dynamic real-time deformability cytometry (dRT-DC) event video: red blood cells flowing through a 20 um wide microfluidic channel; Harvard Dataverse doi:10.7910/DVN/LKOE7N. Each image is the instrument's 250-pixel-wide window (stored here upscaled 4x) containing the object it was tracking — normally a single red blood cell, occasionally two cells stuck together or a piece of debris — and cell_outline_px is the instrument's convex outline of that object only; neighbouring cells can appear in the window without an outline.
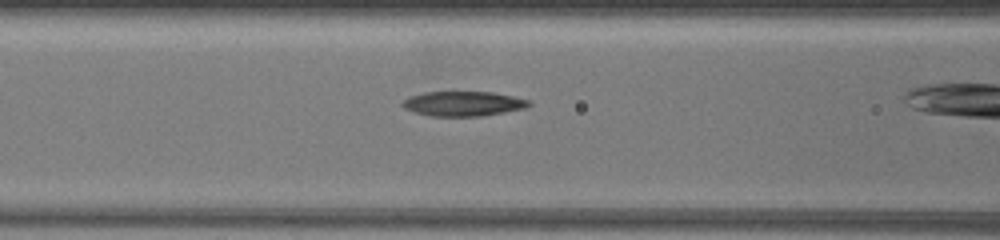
{"species": "common noctule bat (a hibernating species)", "species_latin": "Nyctalus noctula", "temperature_condition": "warm", "stored_images_in_passage": 27, "camera_frame_rate_fps": 3000, "um_per_image_px": 0.085, "animal": {"sex": "female", "body_mass_g": 19.5, "forearm_length_mm": 54.1}, "frame": {"image": 1, "passage_image": 4, "time_ms": 1.0, "image_size_px": [1000, 240], "cell_outline_px": [[532, 104], [524, 108], [504, 112], [480, 116], [428, 116], [412, 112], [404, 108], [400, 104], [408, 96], [424, 92], [492, 92], [512, 96], [528, 100]], "centroid_in_image_um": [39.3, 8.81], "position_along_channel_um": 127.3, "area_um2": 18.26}}
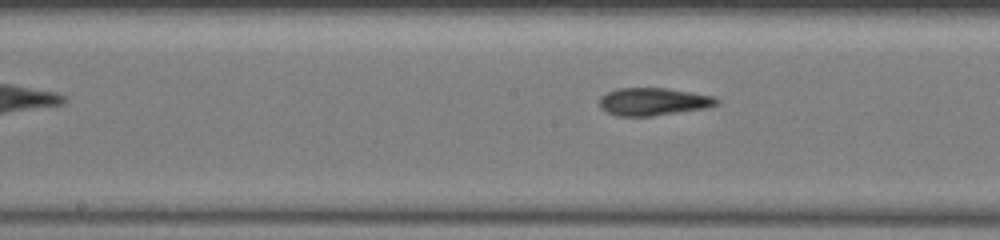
{"frame": {"image": 2, "passage_image": 10, "time_ms": 3.0, "image_size_px": [1000, 240], "cell_outline_px": [[720, 104], [708, 108], [652, 116], [616, 116], [600, 108], [600, 96], [608, 92], [620, 88], [668, 88], [712, 96], [720, 100]], "centroid_in_image_um": [55.56, 8.64], "position_along_channel_um": 192.6, "area_um2": 18.96}}
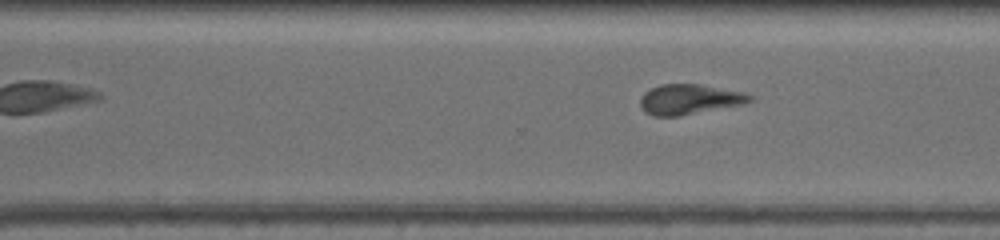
{"frame": {"image": 3, "passage_image": 21, "time_ms": 6.667, "image_size_px": [1000, 240], "cell_outline_px": [[752, 100], [744, 104], [680, 116], [652, 116], [644, 112], [640, 104], [640, 100], [644, 92], [660, 84], [700, 84], [744, 92], [752, 96]], "centroid_in_image_um": [58.59, 8.45], "position_along_channel_um": 312.0, "area_um2": 19.31}}